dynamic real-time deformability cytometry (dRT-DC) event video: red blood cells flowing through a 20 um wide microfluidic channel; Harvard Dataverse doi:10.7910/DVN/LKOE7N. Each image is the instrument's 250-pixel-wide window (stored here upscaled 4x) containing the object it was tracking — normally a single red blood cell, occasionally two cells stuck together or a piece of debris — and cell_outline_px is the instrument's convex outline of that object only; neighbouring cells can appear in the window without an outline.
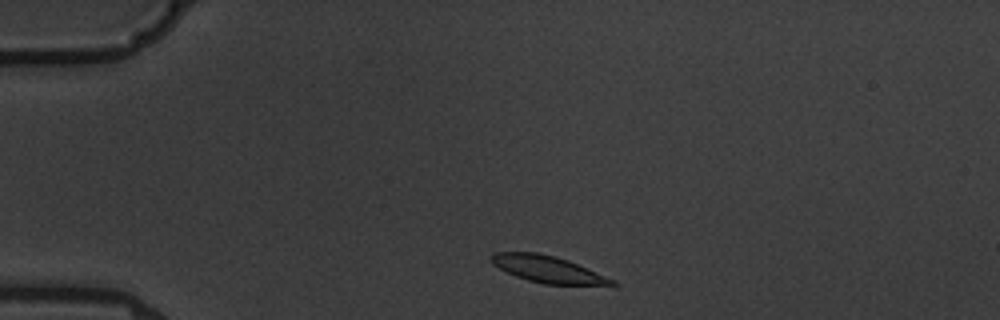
{"species": "common noctule bat (a hibernating species)", "species_latin": "Nyctalus noctula", "temperature_condition": "warm", "stored_images_in_passage": 6, "camera_frame_rate_fps": 3000, "um_per_image_px": 0.085, "animal": {"sex": "male", "body_mass_g": 19.5, "forearm_length_mm": 54.6}, "frame": {"image": 1, "passage_image": 1, "time_ms": 0.0, "image_size_px": [1000, 320], "cell_outline_px": [[620, 284], [616, 288], [544, 284], [528, 280], [516, 276], [492, 264], [488, 256], [492, 252], [536, 252], [556, 256], [568, 260], [616, 280]], "centroid_in_image_um": [46.72, 22.93], "position_along_channel_um": 38.3, "area_um2": 19.77}}
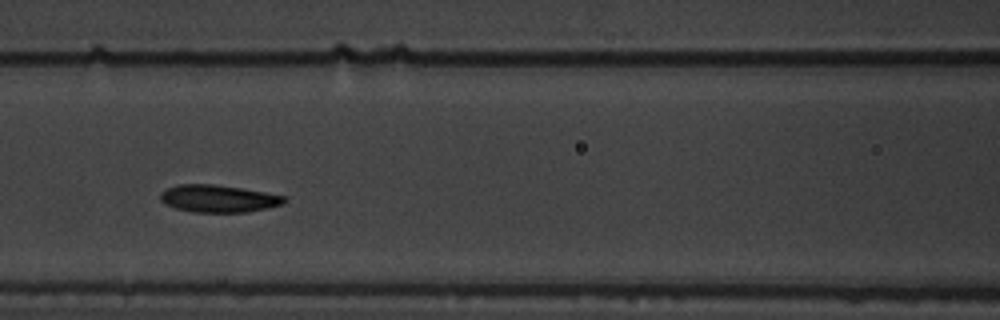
{"frame": {"image": 2, "passage_image": 4, "time_ms": 4.333, "image_size_px": [1000, 320], "cell_outline_px": [[288, 200], [280, 204], [248, 212], [192, 212], [176, 208], [164, 204], [160, 200], [160, 192], [164, 188], [176, 184], [212, 184], [240, 188], [264, 192], [284, 196]], "centroid_in_image_um": [18.47, 16.87], "position_along_channel_um": 148.1, "area_um2": 19.71}}
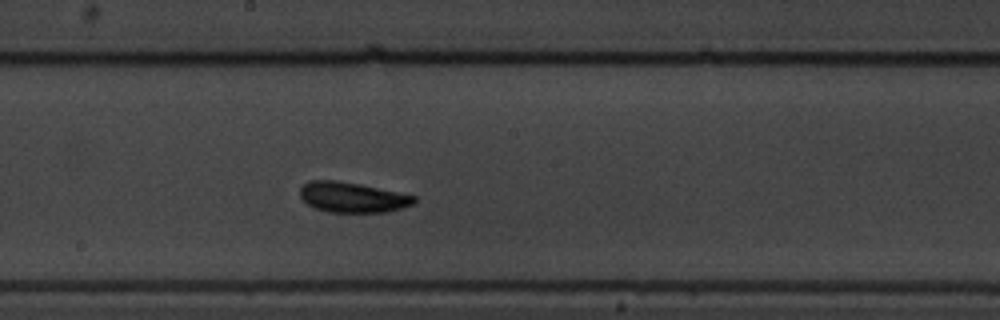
{"frame": {"image": 3, "passage_image": 6, "time_ms": 6.333, "image_size_px": [1000, 320], "cell_outline_px": [[416, 200], [412, 204], [400, 208], [384, 212], [328, 212], [316, 208], [308, 204], [300, 196], [300, 188], [308, 180], [336, 180], [360, 184], [416, 196]], "centroid_in_image_um": [29.92, 16.76], "position_along_channel_um": 218.3, "area_um2": 19.94}}